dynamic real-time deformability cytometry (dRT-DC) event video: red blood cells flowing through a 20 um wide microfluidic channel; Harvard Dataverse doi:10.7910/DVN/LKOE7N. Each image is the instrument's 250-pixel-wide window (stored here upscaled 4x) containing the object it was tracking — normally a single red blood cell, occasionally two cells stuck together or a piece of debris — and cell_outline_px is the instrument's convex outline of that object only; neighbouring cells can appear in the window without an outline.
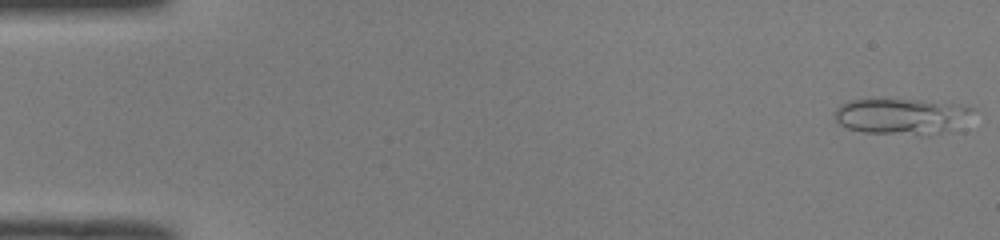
{"species": "common noctule bat (a hibernating species)", "species_latin": "Nyctalus noctula", "temperature_condition": "room temperature", "stored_images_in_passage": 14, "camera_frame_rate_fps": 3000, "um_per_image_px": 0.085, "animal": {"sex": "male", "body_mass_g": 19.0, "forearm_length_mm": 50.8}, "frame": {"image": 1, "passage_image": 1, "time_ms": 0.0, "image_size_px": [1000, 240], "cell_outline_px": [[976, 108], [952, 132], [928, 136], [920, 136], [864, 132], [848, 128], [840, 124], [832, 116], [832, 112], [840, 104], [848, 100], [920, 100], [956, 104]], "centroid_in_image_um": [76.62, 9.91], "position_along_channel_um": 8.4, "area_um2": 29.36}}
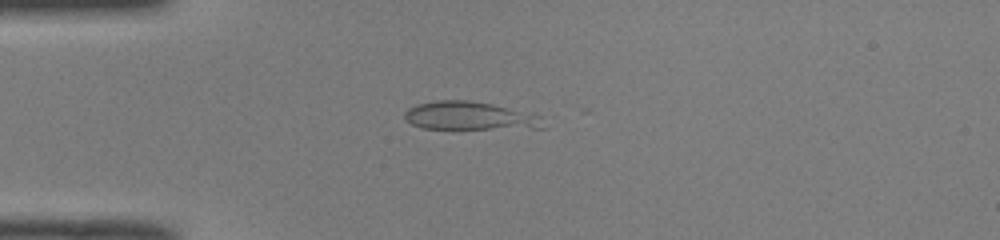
{"frame": {"image": 2, "passage_image": 13, "time_ms": 4.0, "image_size_px": [1000, 240], "cell_outline_px": [[552, 116], [548, 128], [424, 128], [412, 124], [404, 120], [404, 112], [408, 108], [416, 104], [436, 100], [468, 100], [492, 104]], "centroid_in_image_um": [40.14, 9.85], "position_along_channel_um": 44.9, "area_um2": 23.64}}